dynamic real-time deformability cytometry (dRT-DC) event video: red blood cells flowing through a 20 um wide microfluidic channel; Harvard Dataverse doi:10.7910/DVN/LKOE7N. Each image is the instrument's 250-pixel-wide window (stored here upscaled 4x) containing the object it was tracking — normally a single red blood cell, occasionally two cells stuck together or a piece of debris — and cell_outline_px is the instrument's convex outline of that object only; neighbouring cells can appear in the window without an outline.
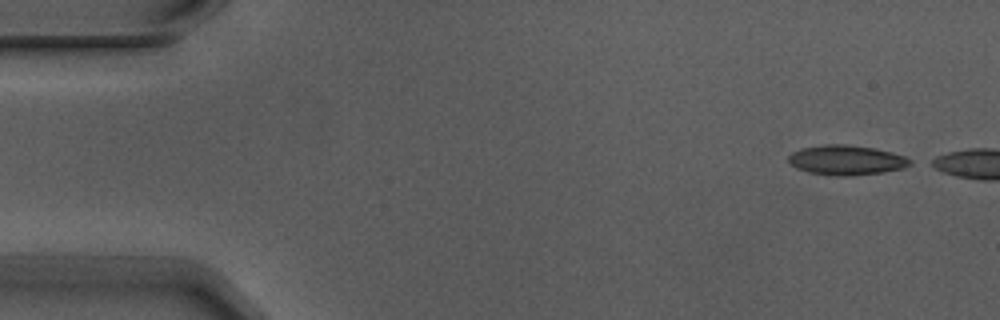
{"species": "Egyptian fruit bat (a non-hibernating species)", "species_latin": "Rousettus aegyptiacus", "temperature_condition": "warm", "stored_images_in_passage": 4, "camera_frame_rate_fps": 3000, "um_per_image_px": 0.085, "animal": {"sex": "male"}, "frame": {"image": 1, "passage_image": 1, "time_ms": 0.0, "image_size_px": [1000, 320], "cell_outline_px": [[912, 164], [904, 168], [880, 172], [852, 176], [840, 176], [808, 172], [796, 168], [788, 160], [788, 156], [792, 152], [800, 148], [824, 144], [844, 144], [876, 148], [892, 152], [904, 156], [912, 160]], "centroid_in_image_um": [71.94, 13.6], "position_along_channel_um": 13.1, "area_um2": 21.15}}